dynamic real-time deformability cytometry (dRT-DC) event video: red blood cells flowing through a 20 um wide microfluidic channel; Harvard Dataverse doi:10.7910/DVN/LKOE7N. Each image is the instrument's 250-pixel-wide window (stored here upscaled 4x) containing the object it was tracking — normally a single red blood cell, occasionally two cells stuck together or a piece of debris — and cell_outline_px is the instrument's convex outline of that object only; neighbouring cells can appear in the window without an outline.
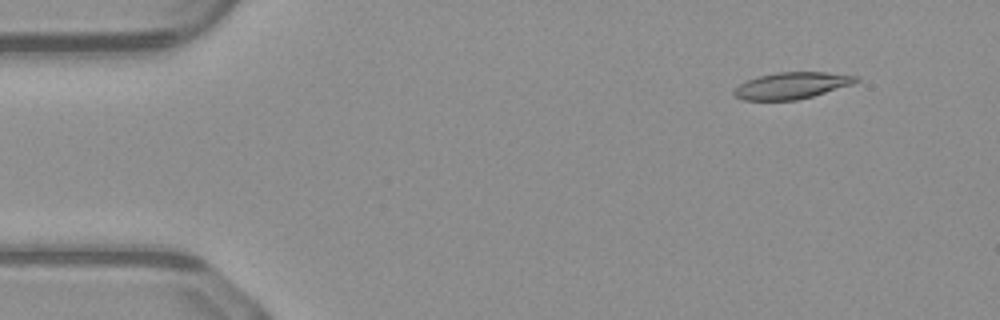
{"species": "common noctule bat (a hibernating species)", "species_latin": "Nyctalus noctula", "temperature_condition": "warm", "stored_images_in_passage": 50, "camera_frame_rate_fps": 3000, "um_per_image_px": 0.085, "animal": {"sex": "male", "body_mass_g": 23.1, "forearm_length_mm": 52.7}, "frame": {"image": 1, "passage_image": 5, "time_ms": 1.333, "image_size_px": [1000, 320], "cell_outline_px": [[860, 80], [852, 84], [812, 96], [796, 100], [740, 100], [732, 96], [732, 92], [740, 84], [748, 80], [760, 76], [776, 72], [828, 72], [860, 76]], "centroid_in_image_um": [67.29, 7.27], "position_along_channel_um": 17.7, "area_um2": 18.9}}
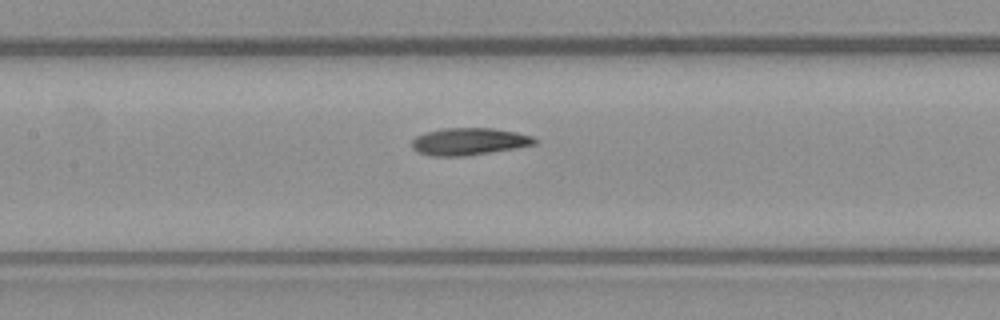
{"frame": {"image": 2, "passage_image": 23, "time_ms": 7.333, "image_size_px": [1000, 320], "cell_outline_px": [[536, 144], [464, 156], [432, 156], [420, 152], [412, 148], [412, 140], [416, 136], [440, 128], [492, 128], [516, 132], [532, 136], [536, 140]], "centroid_in_image_um": [39.84, 12.02], "position_along_channel_um": 167.6, "area_um2": 19.13}}
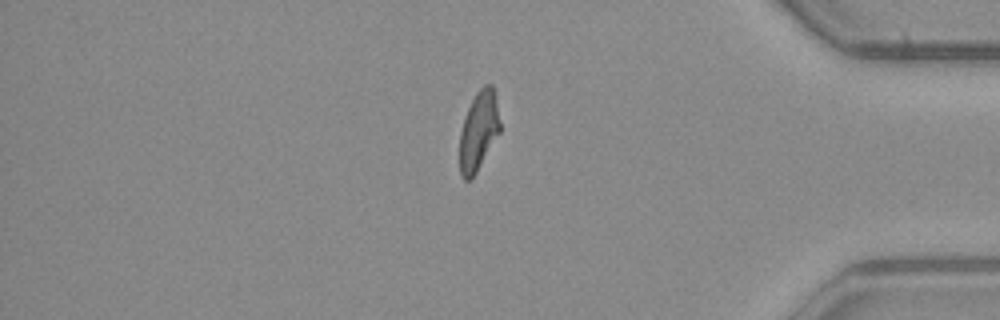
{"frame": {"image": 3, "passage_image": 42, "time_ms": 13.667, "image_size_px": [1000, 320], "cell_outline_px": [[500, 132], [472, 180], [464, 180], [460, 176], [460, 132], [464, 116], [476, 92], [484, 84], [492, 84], [500, 124]], "centroid_in_image_um": [40.66, 11.17], "position_along_channel_um": 394.5, "area_um2": 18.55}, "authors_computed_cell_mechanics": {"area_um2": 19.363, "velocity_mm_per_s": 4.1004, "shape_relaxation_time_tau1_ms": 7.9364, "shape_relaxation_time_tau2_ms": 3.6402, "deformation_change_tau1": 0.2378, "deformation_change_tau2": 0.1169}}